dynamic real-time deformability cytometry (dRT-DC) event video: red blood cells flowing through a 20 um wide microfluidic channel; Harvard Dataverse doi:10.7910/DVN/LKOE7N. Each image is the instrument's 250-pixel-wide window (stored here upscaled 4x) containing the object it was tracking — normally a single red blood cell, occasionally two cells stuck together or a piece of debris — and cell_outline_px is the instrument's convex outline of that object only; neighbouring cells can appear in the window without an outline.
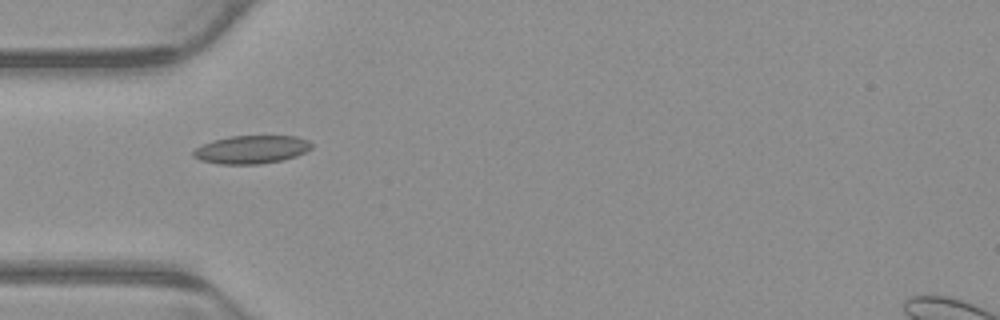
{"species": "common noctule bat (a hibernating species)", "species_latin": "Nyctalus noctula", "temperature_condition": "warm", "stored_images_in_passage": 7, "camera_frame_rate_fps": 3000, "um_per_image_px": 0.085, "animal": {"sex": "male", "body_mass_g": 23.1, "forearm_length_mm": 52.7}, "frame": {"image": 1, "passage_image": 5, "time_ms": 1.333, "image_size_px": [1000, 320], "cell_outline_px": [[312, 148], [296, 156], [284, 160], [260, 164], [220, 164], [200, 160], [192, 156], [192, 152], [196, 148], [212, 140], [228, 136], [296, 136], [308, 140], [312, 144]], "centroid_in_image_um": [21.37, 12.71], "position_along_channel_um": 63.6, "area_um2": 19.48}}
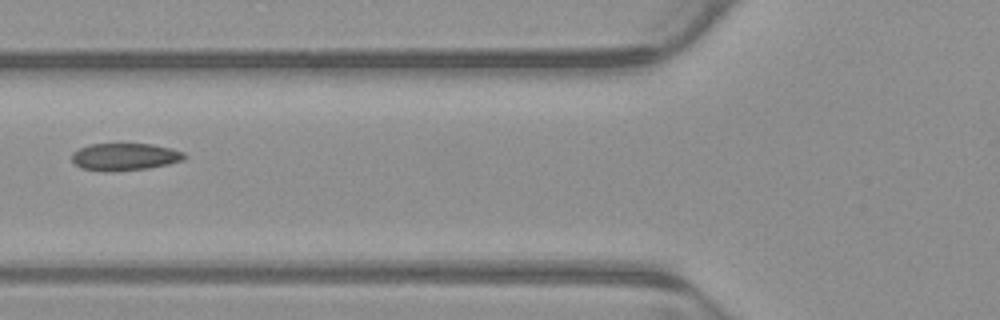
{"frame": {"image": 2, "passage_image": 6, "time_ms": 1.667, "image_size_px": [1000, 320], "cell_outline_px": [[188, 156], [184, 160], [168, 164], [148, 168], [112, 172], [104, 172], [80, 168], [72, 160], [72, 152], [80, 148], [92, 144], [152, 144], [172, 148], [184, 152]], "centroid_in_image_um": [10.63, 13.34], "position_along_channel_um": 115.2, "area_um2": 18.09}}
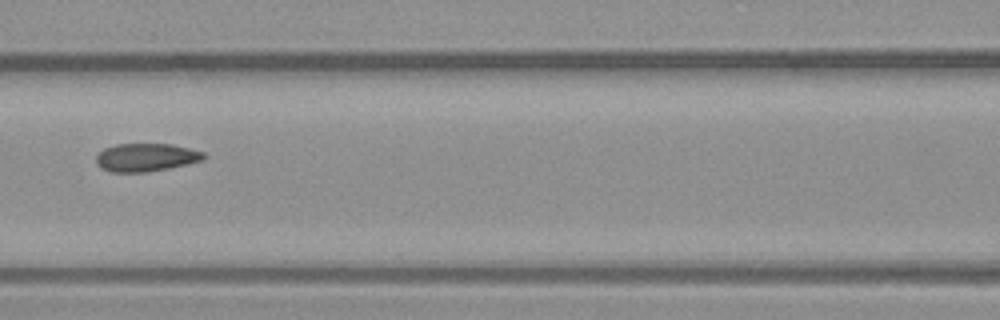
{"frame": {"image": 3, "passage_image": 7, "time_ms": 2.0, "image_size_px": [1000, 320], "cell_outline_px": [[208, 156], [204, 160], [188, 164], [168, 168], [144, 172], [112, 172], [100, 168], [96, 164], [96, 156], [104, 148], [116, 144], [172, 144], [204, 152]], "centroid_in_image_um": [12.42, 13.38], "position_along_channel_um": 154.2, "area_um2": 17.69}}